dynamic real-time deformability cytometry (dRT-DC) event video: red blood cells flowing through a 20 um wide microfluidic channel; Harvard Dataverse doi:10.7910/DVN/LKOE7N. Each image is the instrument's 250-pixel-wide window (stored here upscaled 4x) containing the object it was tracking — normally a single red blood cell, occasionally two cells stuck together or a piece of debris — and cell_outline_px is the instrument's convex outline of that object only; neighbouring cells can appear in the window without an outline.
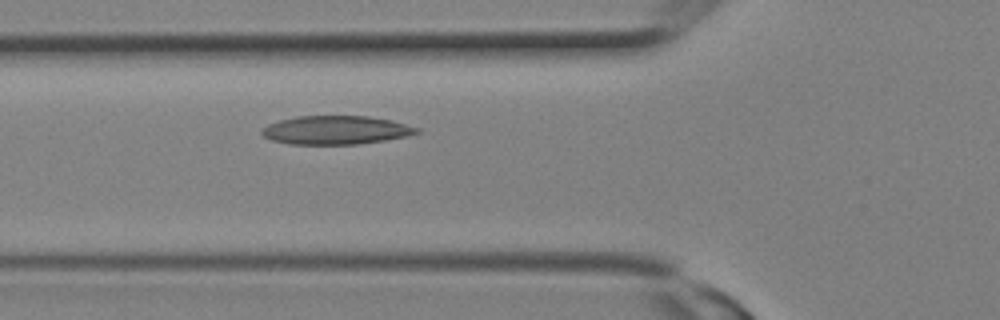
{"species": "Egyptian fruit bat (a non-hibernating species)", "species_latin": "Rousettus aegyptiacus", "temperature_condition": "room temperature", "stored_images_in_passage": 2, "camera_frame_rate_fps": 3000, "um_per_image_px": 0.085, "animal": {"sex": "female"}, "frame": {"image": 1, "passage_image": 2, "time_ms": 0.333, "image_size_px": [1000, 320], "cell_outline_px": [[420, 132], [408, 136], [384, 140], [356, 144], [288, 144], [272, 140], [264, 136], [260, 132], [260, 128], [268, 124], [280, 120], [296, 116], [368, 116], [392, 120], [420, 128]], "centroid_in_image_um": [28.54, 11.05], "position_along_channel_um": 97.3, "area_um2": 25.89}}